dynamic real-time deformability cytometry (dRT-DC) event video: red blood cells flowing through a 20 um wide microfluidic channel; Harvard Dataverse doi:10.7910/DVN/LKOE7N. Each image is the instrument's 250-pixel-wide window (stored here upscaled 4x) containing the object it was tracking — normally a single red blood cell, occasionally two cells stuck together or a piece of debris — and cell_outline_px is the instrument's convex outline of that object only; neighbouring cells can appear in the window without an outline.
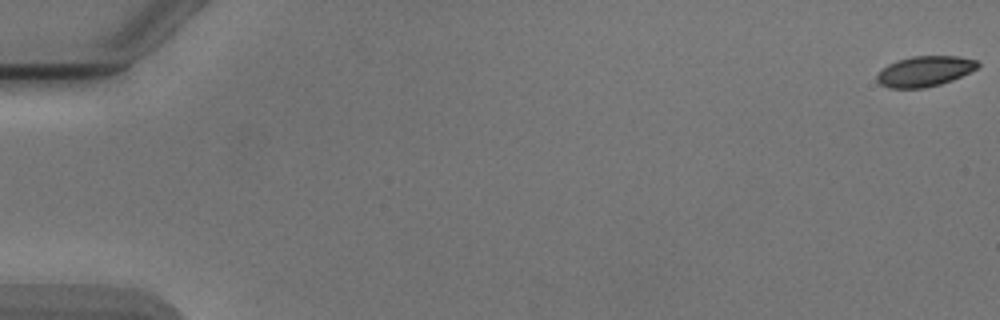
{"species": "Egyptian fruit bat (a non-hibernating species)", "species_latin": "Rousettus aegyptiacus", "temperature_condition": "cold", "stored_images_in_passage": 51, "camera_frame_rate_fps": 3000, "um_per_image_px": 0.085, "animal": {"sex": "male"}, "frame": {"image": 1, "passage_image": 1, "time_ms": 0.0, "image_size_px": [1000, 320], "cell_outline_px": [[980, 68], [952, 80], [940, 84], [924, 88], [888, 88], [880, 84], [876, 80], [876, 76], [888, 64], [896, 60], [912, 56], [960, 56], [976, 60], [980, 64]], "centroid_in_image_um": [78.63, 6.05], "position_along_channel_um": 6.4, "area_um2": 17.98}}
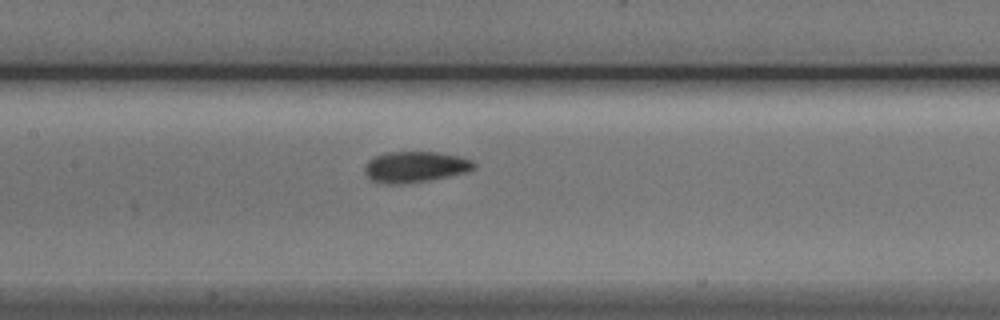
{"frame": {"image": 2, "passage_image": 27, "time_ms": 8.667, "image_size_px": [1000, 320], "cell_outline_px": [[476, 168], [468, 172], [428, 180], [400, 184], [384, 184], [372, 180], [364, 172], [364, 164], [368, 160], [376, 156], [388, 152], [436, 152], [460, 156], [472, 160], [476, 164]], "centroid_in_image_um": [35.3, 14.18], "position_along_channel_um": 172.1, "area_um2": 19.77}}
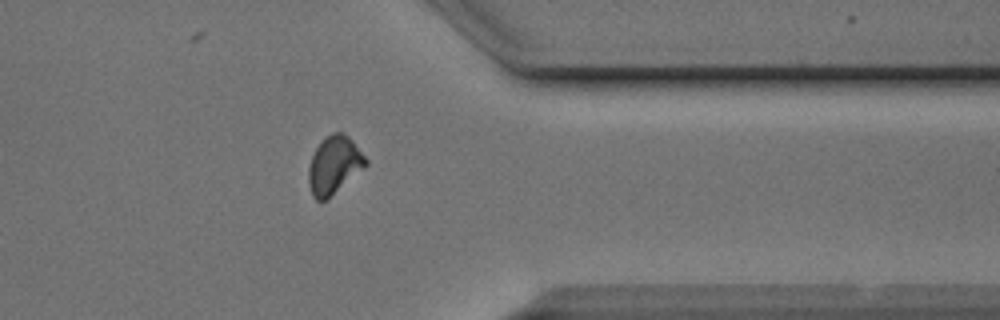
{"frame": {"image": 3, "passage_image": 44, "time_ms": 14.333, "image_size_px": [1000, 320], "cell_outline_px": [[368, 164], [364, 168], [324, 200], [316, 200], [312, 196], [308, 184], [308, 168], [312, 156], [316, 148], [332, 132], [344, 132], [352, 140], [368, 160]], "centroid_in_image_um": [28.4, 14.02], "position_along_channel_um": 383.0, "area_um2": 18.84}}